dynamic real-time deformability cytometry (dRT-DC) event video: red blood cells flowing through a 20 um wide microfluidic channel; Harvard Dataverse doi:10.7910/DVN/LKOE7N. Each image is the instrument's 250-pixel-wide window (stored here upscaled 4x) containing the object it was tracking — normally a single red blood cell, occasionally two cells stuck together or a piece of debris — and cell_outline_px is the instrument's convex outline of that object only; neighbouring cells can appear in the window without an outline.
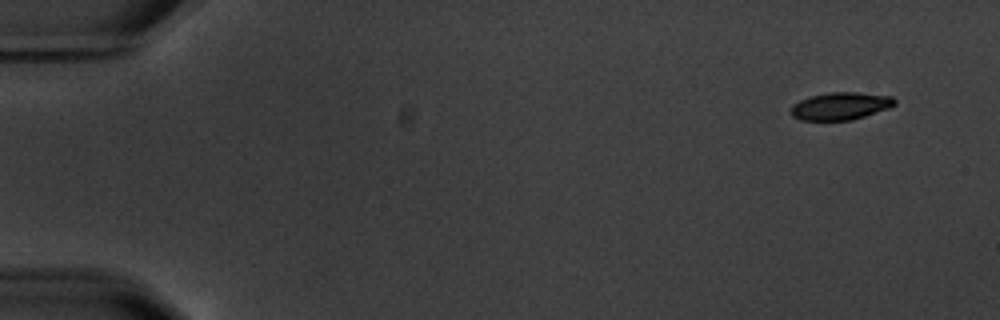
{"species": "common noctule bat (a hibernating species)", "species_latin": "Nyctalus noctula", "temperature_condition": "warm", "stored_images_in_passage": 5, "camera_frame_rate_fps": 3000, "um_per_image_px": 0.085, "animal": {"sex": "male", "body_mass_g": 20.1, "forearm_length_mm": 53.5}, "frame": {"image": 1, "passage_image": 1, "time_ms": 0.0, "image_size_px": [1000, 320], "cell_outline_px": [[896, 104], [888, 108], [852, 120], [800, 120], [792, 116], [792, 104], [800, 100], [812, 96], [832, 92], [856, 92], [892, 96], [896, 100]], "centroid_in_image_um": [71.45, 9.01], "position_along_channel_um": 13.5, "area_um2": 16.47}}
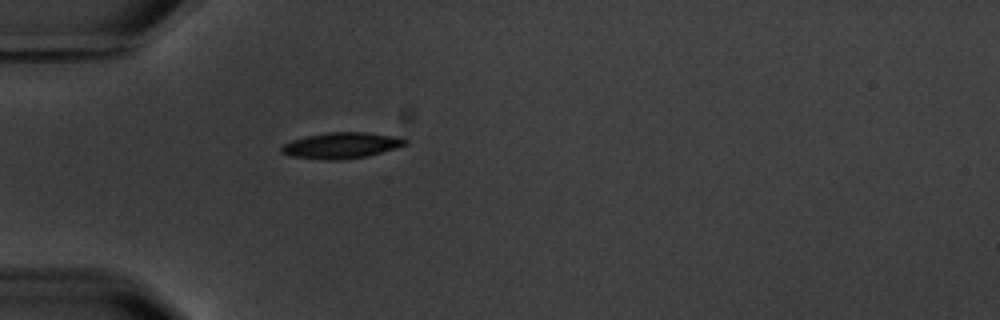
{"frame": {"image": 2, "passage_image": 5, "time_ms": 4.667, "image_size_px": [1000, 320], "cell_outline_px": [[408, 144], [368, 156], [340, 160], [324, 160], [288, 156], [280, 152], [280, 148], [284, 144], [292, 140], [308, 136], [328, 132], [368, 132], [400, 136], [408, 140]], "centroid_in_image_um": [29.04, 12.36], "position_along_channel_um": 56.0, "area_um2": 18.96}}